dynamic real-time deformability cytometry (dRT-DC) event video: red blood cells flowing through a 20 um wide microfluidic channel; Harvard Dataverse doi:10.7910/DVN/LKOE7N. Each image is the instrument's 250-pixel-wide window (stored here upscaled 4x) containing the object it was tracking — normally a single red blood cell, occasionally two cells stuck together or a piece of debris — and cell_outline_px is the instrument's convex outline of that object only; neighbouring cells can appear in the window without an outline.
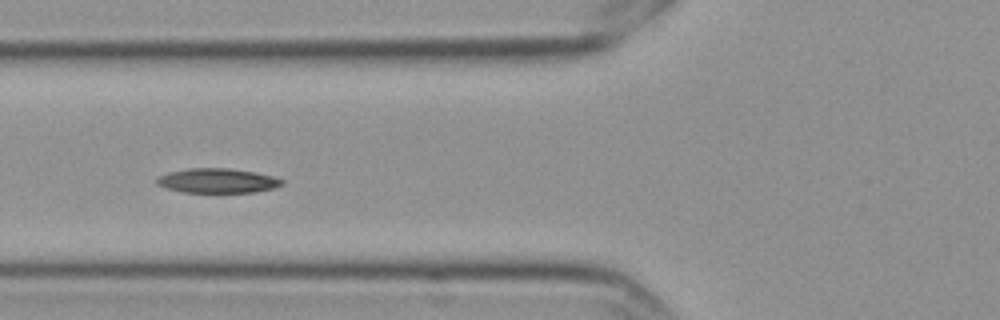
{"species": "Egyptian fruit bat (a non-hibernating species)", "species_latin": "Rousettus aegyptiacus", "temperature_condition": "cold", "stored_images_in_passage": 10, "camera_frame_rate_fps": 3000, "um_per_image_px": 0.085, "frame": {"image": 1, "passage_image": 5, "time_ms": 1.333, "image_size_px": [1000, 320], "cell_outline_px": [[284, 184], [272, 188], [256, 192], [184, 192], [168, 188], [156, 184], [156, 180], [160, 176], [168, 172], [188, 168], [228, 168], [256, 172], [272, 176], [284, 180]], "centroid_in_image_um": [18.5, 15.35], "position_along_channel_um": 107.3, "area_um2": 17.8}}
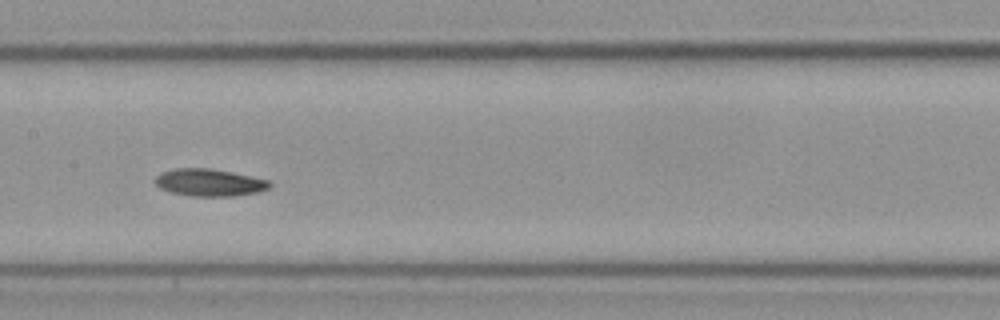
{"frame": {"image": 2, "passage_image": 7, "time_ms": 2.0, "image_size_px": [1000, 320], "cell_outline_px": [[272, 184], [268, 188], [256, 192], [232, 196], [192, 196], [172, 192], [160, 188], [156, 184], [156, 176], [164, 172], [176, 168], [212, 168], [232, 172], [268, 180]], "centroid_in_image_um": [17.8, 15.51], "position_along_channel_um": 189.6, "area_um2": 17.92}}
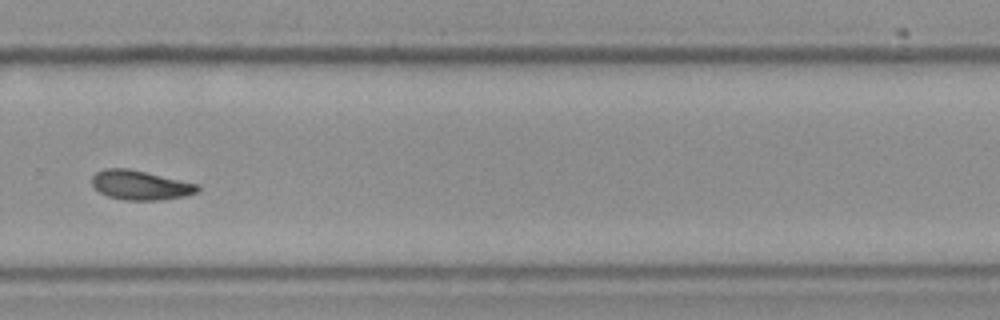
{"frame": {"image": 3, "passage_image": 10, "time_ms": 3.0, "image_size_px": [1000, 320], "cell_outline_px": [[200, 188], [196, 192], [184, 196], [160, 200], [124, 200], [108, 196], [100, 192], [92, 184], [92, 176], [96, 172], [104, 168], [128, 168], [196, 184]], "centroid_in_image_um": [11.88, 15.73], "position_along_channel_um": 317.9, "area_um2": 17.8}}